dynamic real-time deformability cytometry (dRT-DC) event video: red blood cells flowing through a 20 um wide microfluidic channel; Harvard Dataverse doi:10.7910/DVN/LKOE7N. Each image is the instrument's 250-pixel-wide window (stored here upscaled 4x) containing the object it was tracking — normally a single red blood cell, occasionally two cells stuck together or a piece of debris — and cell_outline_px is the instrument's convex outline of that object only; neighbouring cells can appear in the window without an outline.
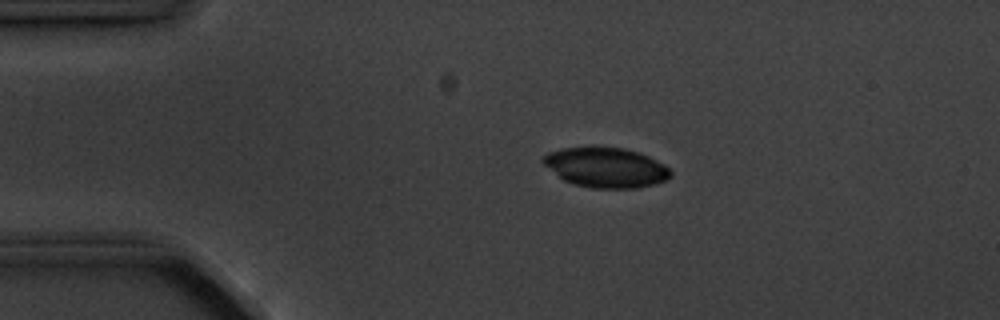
{"species": "common noctule bat (a hibernating species)", "species_latin": "Nyctalus noctula", "temperature_condition": "cold", "stored_images_in_passage": 4, "camera_frame_rate_fps": 3000, "um_per_image_px": 0.085, "animal": {"sex": "male", "body_mass_g": 20.1, "forearm_length_mm": 53.5}, "frame": {"image": 1, "passage_image": 3, "time_ms": 2.333, "image_size_px": [1000, 320], "cell_outline_px": [[672, 176], [664, 180], [652, 184], [636, 188], [592, 188], [572, 184], [564, 180], [544, 164], [540, 160], [548, 152], [560, 148], [624, 148], [648, 156], [664, 164], [672, 172]], "centroid_in_image_um": [51.49, 14.25], "position_along_channel_um": 33.5, "area_um2": 29.25}}